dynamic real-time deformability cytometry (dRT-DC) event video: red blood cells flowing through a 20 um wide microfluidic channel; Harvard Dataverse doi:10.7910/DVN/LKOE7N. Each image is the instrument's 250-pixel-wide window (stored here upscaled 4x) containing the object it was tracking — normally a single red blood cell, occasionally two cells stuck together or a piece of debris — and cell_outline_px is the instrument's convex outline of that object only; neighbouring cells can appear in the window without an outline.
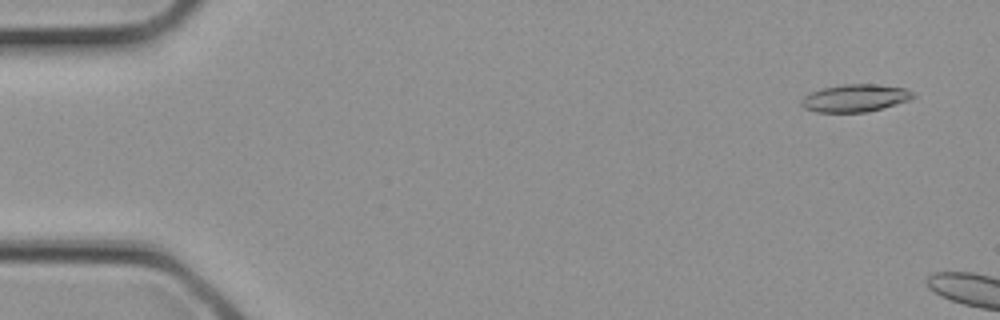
{"species": "common noctule bat (a hibernating species)", "species_latin": "Nyctalus noctula", "temperature_condition": "cold", "stored_images_in_passage": 4, "camera_frame_rate_fps": 3000, "um_per_image_px": 0.085, "animal": {"sex": "female", "body_mass_g": 21.9}, "frame": {"image": 1, "passage_image": 1, "time_ms": 0.0, "image_size_px": [1000, 320], "cell_outline_px": [[916, 96], [908, 100], [896, 104], [868, 112], [816, 112], [804, 108], [800, 104], [800, 100], [804, 96], [820, 88], [844, 84], [876, 84], [904, 88], [912, 92]], "centroid_in_image_um": [72.65, 8.33], "position_along_channel_um": 12.3, "area_um2": 17.92}}